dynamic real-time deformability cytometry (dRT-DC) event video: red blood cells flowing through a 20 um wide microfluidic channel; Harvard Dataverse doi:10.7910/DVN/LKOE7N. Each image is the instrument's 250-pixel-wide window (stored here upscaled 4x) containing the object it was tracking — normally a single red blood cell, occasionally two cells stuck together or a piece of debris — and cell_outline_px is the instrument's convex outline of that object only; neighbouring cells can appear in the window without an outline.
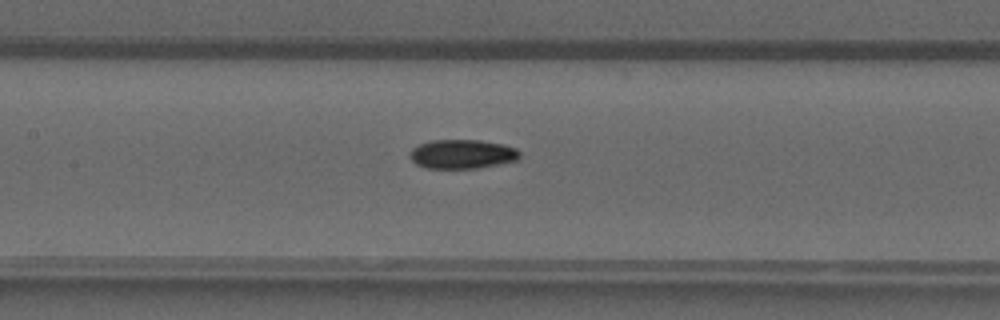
{"species": "common noctule bat (a hibernating species)", "species_latin": "Nyctalus noctula", "temperature_condition": "warm", "stored_images_in_passage": 34, "camera_frame_rate_fps": 3000, "um_per_image_px": 0.085, "animal": {"sex": "male", "forearm_length_mm": 52.5}, "frame": {"image": 1, "passage_image": 8, "time_ms": 2.333, "image_size_px": [1000, 320], "cell_outline_px": [[516, 156], [504, 160], [484, 164], [452, 168], [444, 168], [424, 164], [416, 160], [412, 156], [424, 144], [460, 140], [492, 144], [512, 148], [516, 152]], "centroid_in_image_um": [39.25, 13.08], "position_along_channel_um": 168.1, "area_um2": 14.91}}
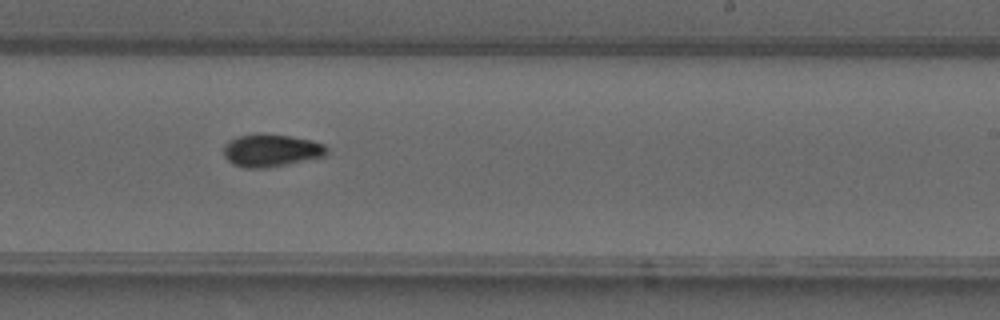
{"frame": {"image": 2, "passage_image": 15, "time_ms": 4.667, "image_size_px": [1000, 320], "cell_outline_px": [[324, 148], [320, 152], [304, 156], [264, 164], [240, 164], [232, 160], [228, 156], [228, 148], [236, 140], [248, 136], [280, 136], [300, 140], [316, 144]], "centroid_in_image_um": [22.91, 12.71], "position_along_channel_um": 266.1, "area_um2": 14.22}}
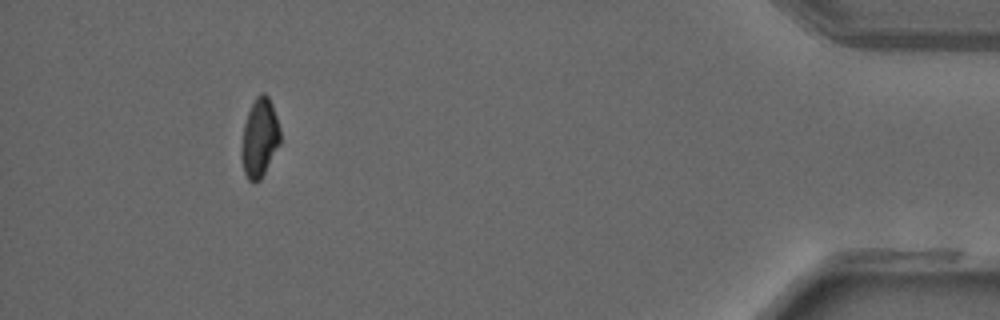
{"frame": {"image": 3, "passage_image": 30, "time_ms": 9.667, "image_size_px": [1000, 320], "cell_outline_px": [[280, 140], [260, 176], [256, 180], [252, 180], [248, 176], [244, 168], [244, 132], [248, 116], [252, 108], [260, 96], [264, 96], [268, 100], [272, 108], [276, 120], [280, 136]], "centroid_in_image_um": [22.09, 11.72], "position_along_channel_um": 413.1, "area_um2": 14.97}, "authors_computed_cell_mechanics": {"area_um2": 14.3633, "velocity_mm_per_s": 4.2213, "shape_relaxation_time_tau1_ms": 9.0375, "shape_relaxation_time_tau2_ms": 4.8086, "deformation_change_tau1": 0.245, "deformation_change_tau2": 0.1186}}